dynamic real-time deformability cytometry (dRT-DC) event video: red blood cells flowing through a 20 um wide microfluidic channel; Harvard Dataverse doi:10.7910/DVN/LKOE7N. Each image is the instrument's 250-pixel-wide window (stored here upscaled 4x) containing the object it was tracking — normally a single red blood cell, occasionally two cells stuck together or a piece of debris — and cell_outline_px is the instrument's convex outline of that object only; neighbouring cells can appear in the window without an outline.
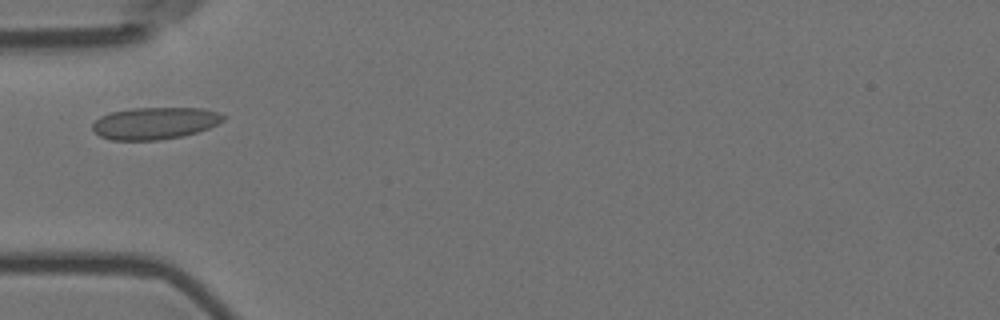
{"species": "Egyptian fruit bat (a non-hibernating species)", "species_latin": "Rousettus aegyptiacus", "temperature_condition": "room temperature", "stored_images_in_passage": 4, "camera_frame_rate_fps": 3000, "um_per_image_px": 0.085, "animal": {"sex": "female"}, "frame": {"image": 1, "passage_image": 4, "time_ms": 1.0, "image_size_px": [1000, 320], "cell_outline_px": [[224, 120], [208, 128], [184, 136], [160, 140], [112, 140], [100, 136], [92, 128], [92, 124], [100, 116], [112, 112], [132, 108], [204, 108], [216, 112], [224, 116]], "centroid_in_image_um": [13.15, 10.47], "position_along_channel_um": 71.9, "area_um2": 24.28}}